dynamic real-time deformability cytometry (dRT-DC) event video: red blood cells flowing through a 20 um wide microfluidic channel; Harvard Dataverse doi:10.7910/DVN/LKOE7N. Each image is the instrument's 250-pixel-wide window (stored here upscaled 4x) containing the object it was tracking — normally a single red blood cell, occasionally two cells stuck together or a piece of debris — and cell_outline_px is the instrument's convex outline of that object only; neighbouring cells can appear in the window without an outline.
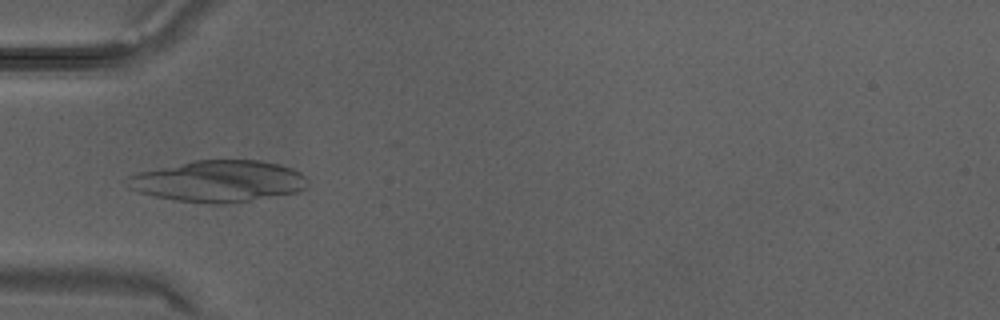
{"species": "Egyptian fruit bat (a non-hibernating species)", "species_latin": "Rousettus aegyptiacus", "temperature_condition": "warm", "stored_images_in_passage": 9, "camera_frame_rate_fps": 3000, "um_per_image_px": 0.085, "animal": {"sex": "male"}, "frame": {"image": 1, "passage_image": 5, "time_ms": 1.333, "image_size_px": [1000, 320], "cell_outline_px": [[308, 188], [300, 192], [224, 204], [208, 204], [176, 200], [152, 196], [128, 188], [128, 176], [140, 172], [196, 160], [260, 160], [292, 168], [300, 172], [308, 180]], "centroid_in_image_um": [18.61, 15.41], "position_along_channel_um": 66.4, "area_um2": 43.47}}
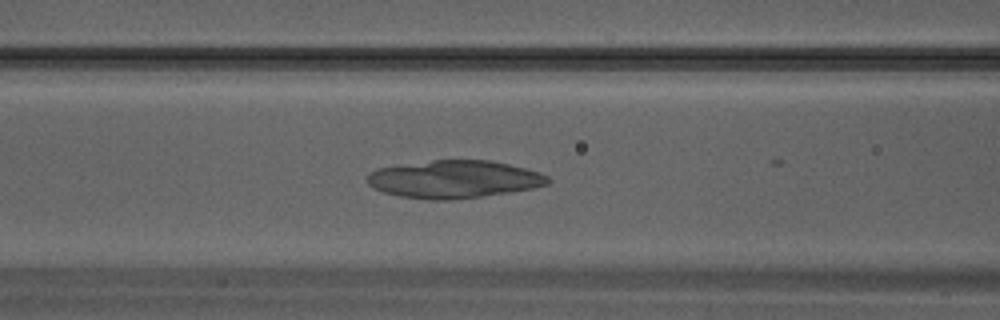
{"frame": {"image": 2, "passage_image": 8, "time_ms": 2.333, "image_size_px": [1000, 320], "cell_outline_px": [[552, 180], [548, 184], [532, 188], [508, 192], [480, 196], [448, 200], [428, 200], [400, 196], [384, 192], [372, 188], [368, 184], [368, 172], [376, 168], [432, 160], [488, 160], [508, 164], [540, 172], [548, 176]], "centroid_in_image_um": [38.57, 15.23], "position_along_channel_um": 128.0, "area_um2": 39.59}}